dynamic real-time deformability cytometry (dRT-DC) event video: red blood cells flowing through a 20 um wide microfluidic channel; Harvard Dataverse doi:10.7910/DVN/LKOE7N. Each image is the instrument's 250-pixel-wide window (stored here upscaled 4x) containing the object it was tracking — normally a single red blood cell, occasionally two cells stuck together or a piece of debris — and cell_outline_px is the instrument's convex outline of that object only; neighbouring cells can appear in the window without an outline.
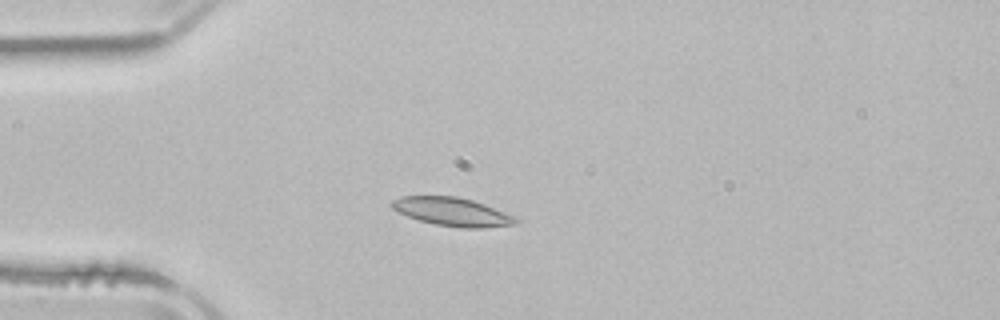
{"species": "common noctule bat (a hibernating species)", "species_latin": "Nyctalus noctula", "temperature_condition": "room temperature", "stored_images_in_passage": 3, "camera_frame_rate_fps": 3000, "um_per_image_px": 0.085, "animal": {"sex": "male", "body_mass_g": 21.5, "forearm_length_mm": 52.0}, "frame": {"image": 1, "passage_image": 3, "time_ms": 3.0, "image_size_px": [1000, 320], "cell_outline_px": [[520, 220], [516, 224], [484, 228], [464, 228], [436, 224], [420, 220], [408, 216], [392, 208], [388, 204], [392, 200], [400, 196], [456, 196], [472, 200], [484, 204], [516, 216]], "centroid_in_image_um": [38.46, 17.99], "position_along_channel_um": 46.5, "area_um2": 20.52}}